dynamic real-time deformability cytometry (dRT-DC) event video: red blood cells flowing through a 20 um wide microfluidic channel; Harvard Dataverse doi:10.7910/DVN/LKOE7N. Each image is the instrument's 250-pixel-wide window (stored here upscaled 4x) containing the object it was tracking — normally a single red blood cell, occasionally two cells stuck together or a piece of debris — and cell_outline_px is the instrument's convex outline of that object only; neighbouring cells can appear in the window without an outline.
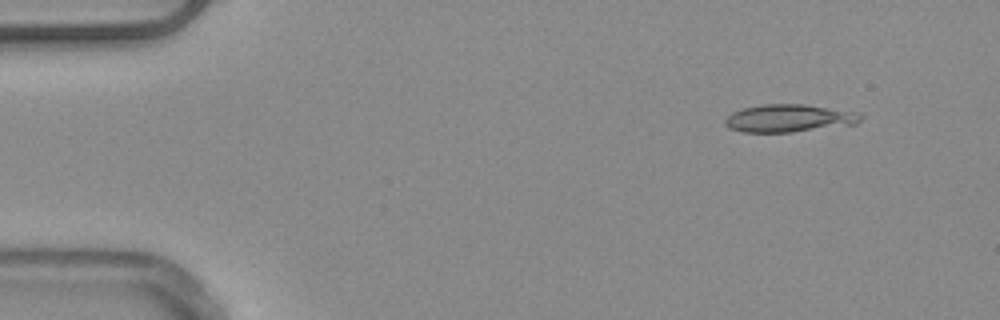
{"species": "common noctule bat (a hibernating species)", "species_latin": "Nyctalus noctula", "temperature_condition": "warm", "stored_images_in_passage": 5, "camera_frame_rate_fps": 3000, "um_per_image_px": 0.085, "animal": {"sex": "male", "body_mass_g": 20.4}, "frame": {"image": 1, "passage_image": 1, "time_ms": 0.0, "image_size_px": [1000, 320], "cell_outline_px": [[864, 116], [856, 124], [792, 132], [740, 132], [728, 128], [724, 124], [724, 120], [732, 112], [744, 108], [764, 104], [804, 104], [860, 112]], "centroid_in_image_um": [67.08, 10.05], "position_along_channel_um": 17.9, "area_um2": 22.02}}